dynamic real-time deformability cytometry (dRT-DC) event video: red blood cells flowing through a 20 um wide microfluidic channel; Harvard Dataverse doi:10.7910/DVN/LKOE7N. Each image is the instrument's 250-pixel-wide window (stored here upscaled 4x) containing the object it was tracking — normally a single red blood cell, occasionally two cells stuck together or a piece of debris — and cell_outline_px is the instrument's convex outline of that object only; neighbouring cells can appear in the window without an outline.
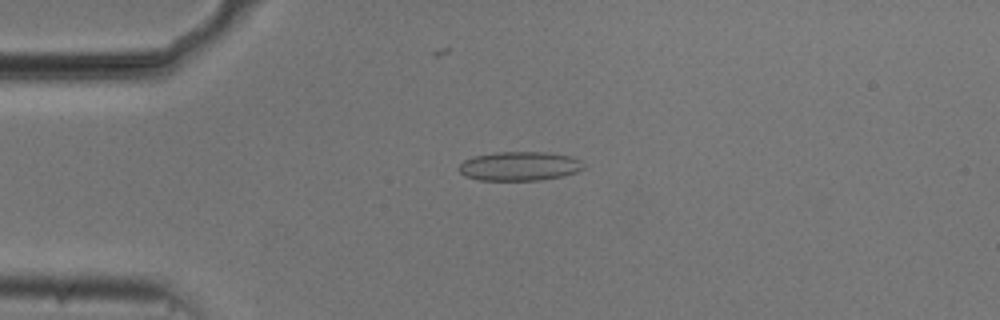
{"species": "common noctule bat (a hibernating species)", "species_latin": "Nyctalus noctula", "temperature_condition": "cold", "stored_images_in_passage": 42, "camera_frame_rate_fps": 3000, "um_per_image_px": 0.085, "animal": {"sex": "male", "body_mass_g": 20.5, "forearm_length_mm": 52.5}, "frame": {"image": 1, "passage_image": 1, "time_ms": 0.0, "image_size_px": [1000, 320], "cell_outline_px": [[584, 168], [576, 172], [564, 176], [540, 180], [480, 180], [464, 176], [456, 168], [464, 160], [472, 156], [496, 152], [544, 152], [572, 156], [580, 160]], "centroid_in_image_um": [44.13, 14.12], "position_along_channel_um": 40.9, "area_um2": 21.27}}
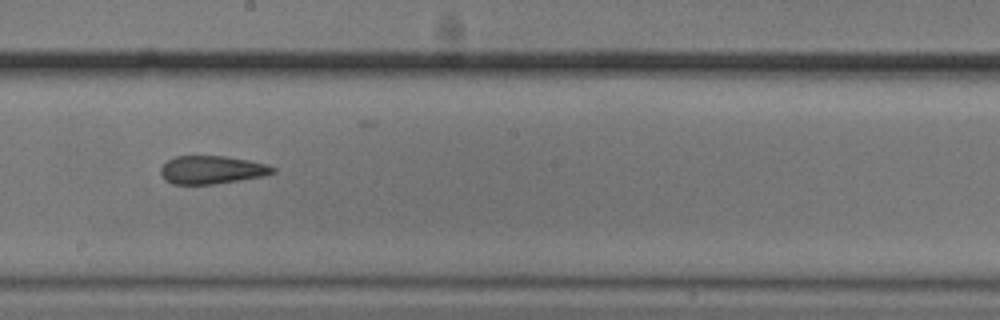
{"frame": {"image": 2, "passage_image": 18, "time_ms": 5.667, "image_size_px": [1000, 320], "cell_outline_px": [[276, 172], [264, 176], [212, 184], [172, 184], [164, 180], [160, 172], [160, 168], [168, 160], [176, 156], [224, 156], [248, 160], [268, 164], [276, 168]], "centroid_in_image_um": [18.01, 14.43], "position_along_channel_um": 230.2, "area_um2": 18.38}}
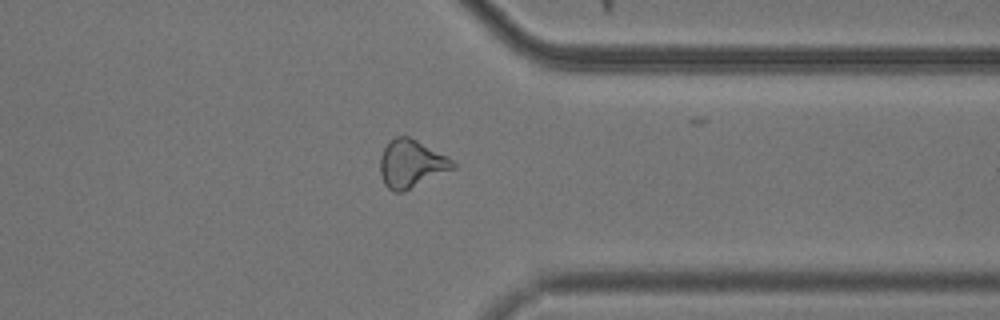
{"frame": {"image": 3, "passage_image": 30, "time_ms": 9.667, "image_size_px": [1000, 320], "cell_outline_px": [[456, 168], [404, 192], [396, 192], [388, 188], [384, 184], [380, 172], [380, 156], [388, 140], [396, 136], [408, 136], [448, 156], [456, 164]], "centroid_in_image_um": [34.96, 13.92], "position_along_channel_um": 376.4, "area_um2": 20.46}, "authors_computed_cell_mechanics": {"area_um2": 19.2474, "velocity_mm_per_s": 3.7689, "shape_relaxation_time_tau1_ms": null, "shape_relaxation_time_tau2_ms": 1.669, "deformation_change_tau1": null, "deformation_change_tau2": 0.0985}}